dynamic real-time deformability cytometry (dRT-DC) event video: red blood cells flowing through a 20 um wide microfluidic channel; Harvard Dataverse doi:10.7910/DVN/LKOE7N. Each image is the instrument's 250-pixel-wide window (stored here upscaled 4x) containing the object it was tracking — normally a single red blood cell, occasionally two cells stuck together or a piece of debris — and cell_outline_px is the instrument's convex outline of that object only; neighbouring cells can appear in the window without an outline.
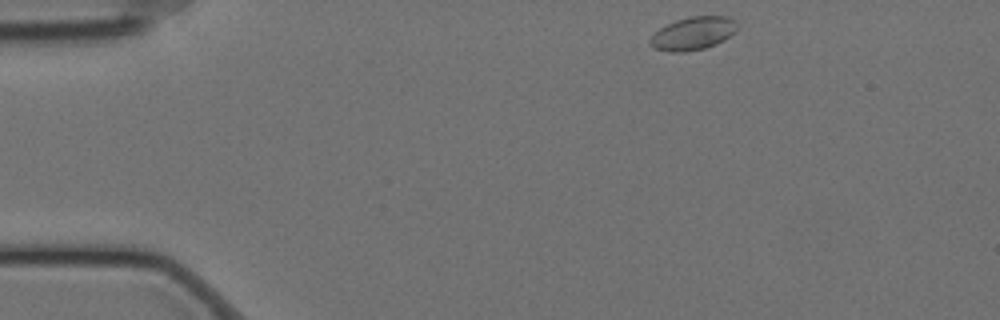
{"species": "Egyptian fruit bat (a non-hibernating species)", "species_latin": "Rousettus aegyptiacus", "temperature_condition": "cold", "stored_images_in_passage": 51, "camera_frame_rate_fps": 3000, "um_per_image_px": 0.085, "animal": {"sex": "female"}, "frame": {"image": 1, "passage_image": 1, "time_ms": 0.0, "image_size_px": [1000, 320], "cell_outline_px": [[736, 28], [724, 40], [716, 44], [704, 48], [684, 52], [668, 52], [656, 48], [648, 44], [648, 40], [660, 28], [676, 20], [688, 16], [724, 16], [736, 20]], "centroid_in_image_um": [58.87, 2.84], "position_along_channel_um": 26.1, "area_um2": 16.59}}
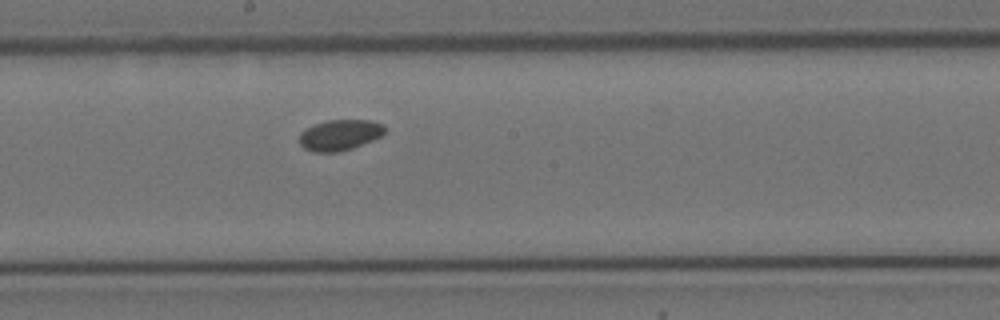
{"frame": {"image": 2, "passage_image": 24, "time_ms": 7.667, "image_size_px": [1000, 320], "cell_outline_px": [[384, 132], [380, 136], [372, 140], [352, 148], [340, 152], [312, 152], [304, 148], [300, 144], [300, 132], [316, 124], [328, 120], [372, 120], [384, 124]], "centroid_in_image_um": [28.88, 11.48], "position_along_channel_um": 219.3, "area_um2": 15.2}}
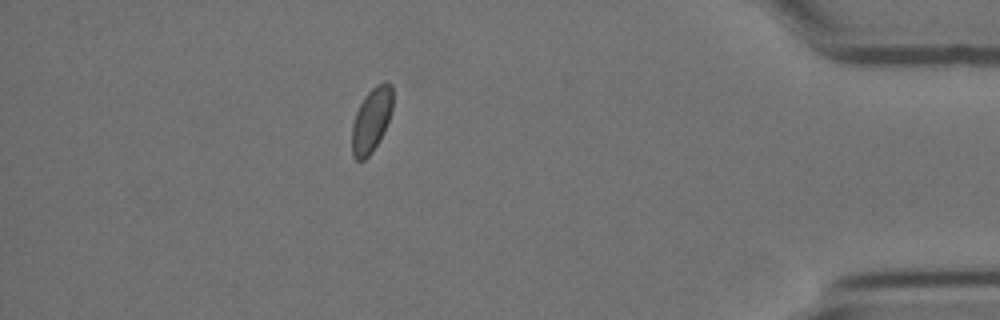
{"frame": {"image": 3, "passage_image": 44, "time_ms": 14.333, "image_size_px": [1000, 320], "cell_outline_px": [[392, 108], [384, 132], [372, 152], [364, 160], [356, 160], [352, 156], [352, 124], [356, 112], [364, 96], [376, 84], [384, 80], [392, 84]], "centroid_in_image_um": [31.56, 10.18], "position_along_channel_um": 403.6, "area_um2": 15.37}, "authors_computed_cell_mechanics": {"area_um2": 15.6638, "velocity_mm_per_s": 3.4215, "shape_relaxation_time_tau1_ms": null, "shape_relaxation_time_tau2_ms": 9.2947, "deformation_change_tau1": null, "deformation_change_tau2": 0.0536}}